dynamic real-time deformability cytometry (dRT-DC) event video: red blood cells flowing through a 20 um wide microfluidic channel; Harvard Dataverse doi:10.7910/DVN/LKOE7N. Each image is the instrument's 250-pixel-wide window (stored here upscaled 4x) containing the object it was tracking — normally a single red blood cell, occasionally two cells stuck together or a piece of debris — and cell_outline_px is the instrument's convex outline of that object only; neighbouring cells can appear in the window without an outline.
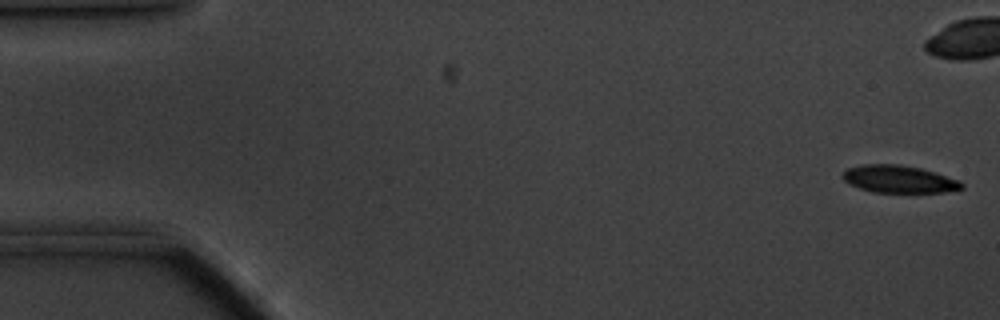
{"species": "common noctule bat (a hibernating species)", "species_latin": "Nyctalus noctula", "temperature_condition": "cold", "stored_images_in_passage": 58, "camera_frame_rate_fps": 3000, "um_per_image_px": 0.085, "animal": {"sex": "male", "body_mass_g": 20.1, "forearm_length_mm": 53.5}, "frame": {"image": 1, "passage_image": 1, "time_ms": 0.0, "image_size_px": [1000, 320], "cell_outline_px": [[964, 188], [944, 192], [872, 192], [848, 184], [840, 176], [848, 168], [864, 164], [896, 164], [920, 168], [936, 172], [960, 180], [964, 184]], "centroid_in_image_um": [76.42, 15.22], "position_along_channel_um": 8.6, "area_um2": 19.07}}
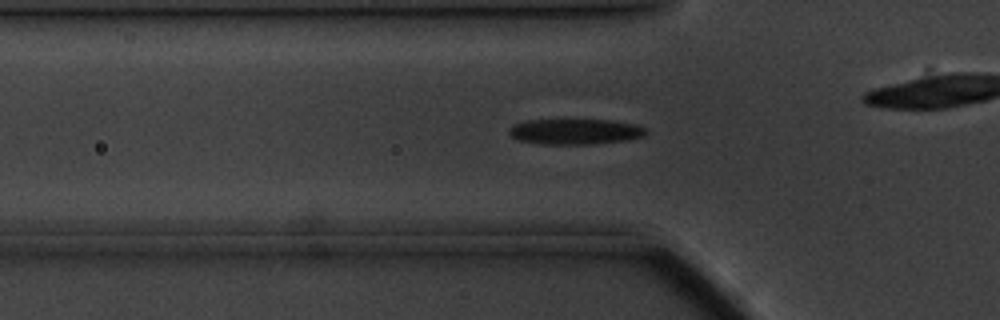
{"frame": {"image": 2, "passage_image": 18, "time_ms": 5.667, "image_size_px": [1000, 320], "cell_outline_px": [[648, 132], [644, 136], [628, 140], [592, 144], [540, 144], [516, 140], [508, 132], [508, 128], [512, 124], [524, 120], [612, 120], [636, 124], [648, 128]], "centroid_in_image_um": [48.89, 11.18], "position_along_channel_um": 76.9, "area_um2": 20.75}}
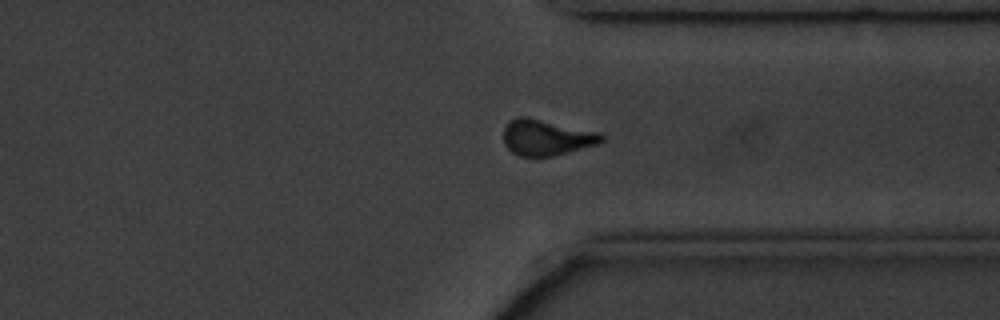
{"frame": {"image": 3, "passage_image": 43, "time_ms": 14.0, "image_size_px": [1000, 320], "cell_outline_px": [[604, 140], [596, 144], [552, 156], [520, 156], [512, 152], [504, 144], [504, 128], [508, 120], [516, 116], [528, 116], [600, 132], [604, 136]], "centroid_in_image_um": [46.41, 11.65], "position_along_channel_um": 365.0, "area_um2": 20.58}, "authors_computed_cell_mechanics": {"area_um2": 19.9699, "velocity_mm_per_s": 3.4506, "shape_relaxation_time_tau1_ms": 2.3957, "shape_relaxation_time_tau2_ms": 2.2922, "deformation_change_tau1": 0.127, "deformation_change_tau2": 0.0934}}